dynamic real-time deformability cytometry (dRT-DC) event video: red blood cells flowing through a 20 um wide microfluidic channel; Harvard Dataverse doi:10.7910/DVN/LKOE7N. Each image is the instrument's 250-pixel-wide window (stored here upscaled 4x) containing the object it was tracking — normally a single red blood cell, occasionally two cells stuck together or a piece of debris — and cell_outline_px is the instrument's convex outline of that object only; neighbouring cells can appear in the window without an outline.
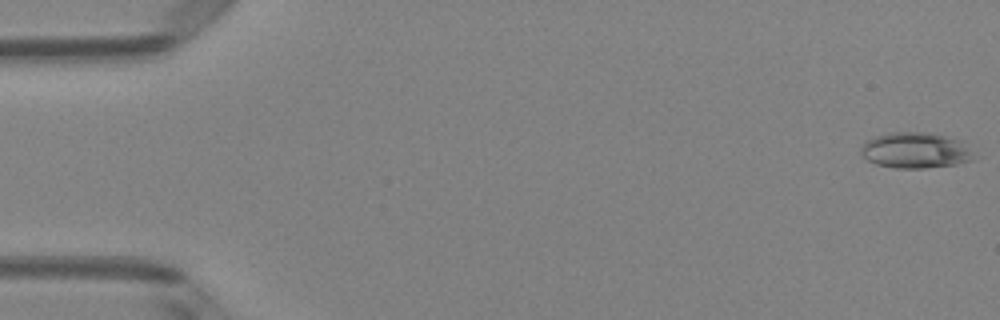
{"species": "Egyptian fruit bat (a non-hibernating species)", "species_latin": "Rousettus aegyptiacus", "temperature_condition": "room temperature", "stored_images_in_passage": 50, "camera_frame_rate_fps": 3000, "um_per_image_px": 0.085, "animal": {"sex": "female"}, "frame": {"image": 1, "passage_image": 1, "time_ms": 0.0, "image_size_px": [1000, 320], "cell_outline_px": [[976, 156], [972, 160], [956, 164], [924, 168], [896, 168], [876, 164], [868, 160], [860, 152], [860, 148], [868, 140], [876, 136], [888, 132], [928, 132], [964, 140]], "centroid_in_image_um": [77.87, 12.77], "position_along_channel_um": 7.1, "area_um2": 23.76}}
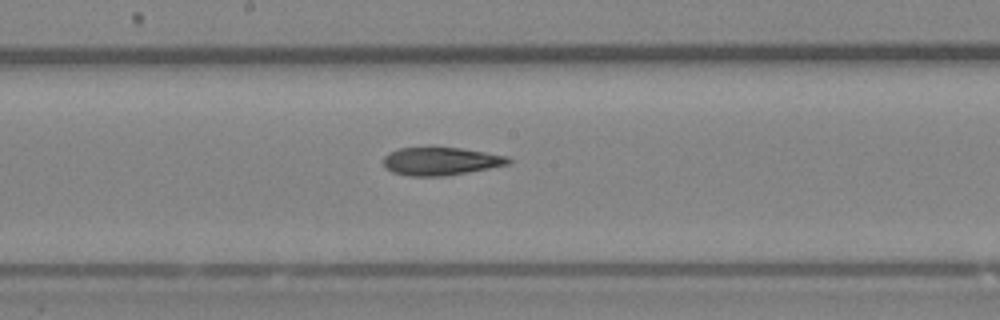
{"frame": {"image": 2, "passage_image": 27, "time_ms": 8.667, "image_size_px": [1000, 320], "cell_outline_px": [[512, 164], [468, 172], [444, 176], [408, 176], [392, 172], [384, 168], [384, 156], [388, 152], [400, 148], [460, 148], [508, 156], [512, 160]], "centroid_in_image_um": [37.47, 13.71], "position_along_channel_um": 210.7, "area_um2": 20.4}}
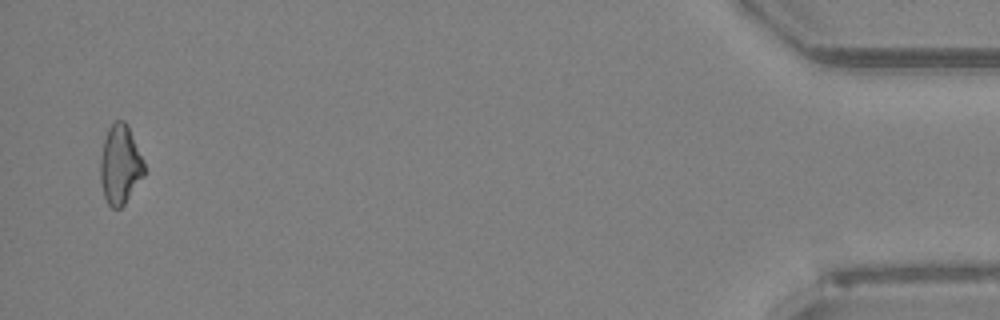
{"frame": {"image": 3, "passage_image": 49, "time_ms": 16.0, "image_size_px": [1000, 320], "cell_outline_px": [[144, 176], [124, 204], [120, 208], [112, 208], [108, 204], [104, 196], [100, 180], [100, 160], [104, 140], [108, 128], [116, 120], [124, 120], [128, 124], [144, 160]], "centroid_in_image_um": [10.22, 13.98], "position_along_channel_um": 425.0, "area_um2": 20.35}, "authors_computed_cell_mechanics": {"area_um2": 20.9814, "velocity_mm_per_s": 4.0831, "shape_relaxation_time_tau1_ms": null, "shape_relaxation_time_tau2_ms": 8.3128, "deformation_change_tau1": null, "deformation_change_tau2": 0.2109}}